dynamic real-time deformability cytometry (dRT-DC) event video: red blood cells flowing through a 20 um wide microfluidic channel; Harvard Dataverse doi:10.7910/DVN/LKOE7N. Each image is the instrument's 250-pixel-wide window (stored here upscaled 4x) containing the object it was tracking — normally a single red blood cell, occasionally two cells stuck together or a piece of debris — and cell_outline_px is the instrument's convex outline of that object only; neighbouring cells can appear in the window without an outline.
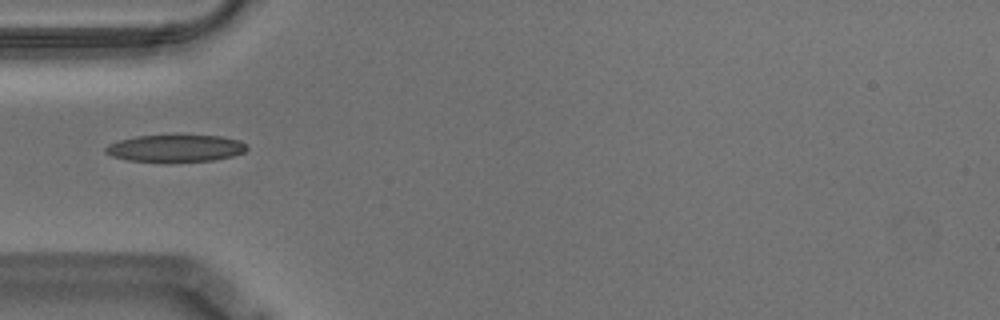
{"species": "Egyptian fruit bat (a non-hibernating species)", "species_latin": "Rousettus aegyptiacus", "temperature_condition": "warm", "stored_images_in_passage": 6, "camera_frame_rate_fps": 3000, "um_per_image_px": 0.085, "animal": {"sex": "male"}, "frame": {"image": 1, "passage_image": 1, "time_ms": 0.0, "image_size_px": [1000, 320], "cell_outline_px": [[248, 148], [244, 152], [232, 156], [216, 160], [172, 164], [168, 164], [128, 160], [112, 156], [104, 152], [104, 148], [108, 144], [120, 140], [136, 136], [180, 132], [220, 136], [240, 140], [248, 144]], "centroid_in_image_um": [14.94, 12.59], "position_along_channel_um": 70.1, "area_um2": 24.22}}
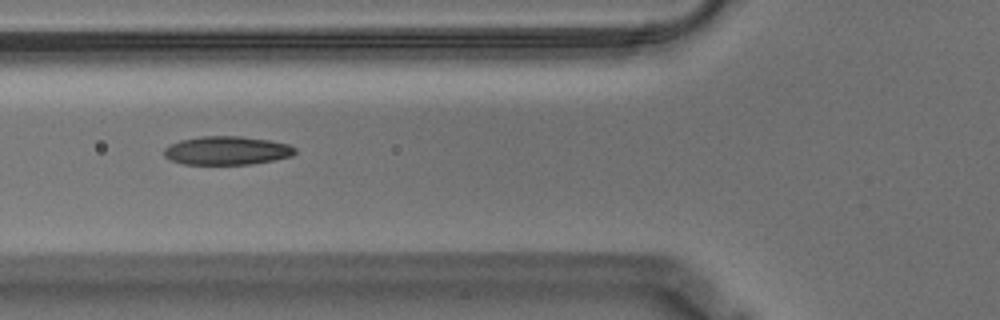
{"frame": {"image": 2, "passage_image": 4, "time_ms": 1.0, "image_size_px": [1000, 320], "cell_outline_px": [[296, 152], [292, 156], [252, 164], [184, 164], [172, 160], [164, 156], [164, 148], [180, 140], [200, 136], [240, 136], [268, 140], [288, 144], [296, 148]], "centroid_in_image_um": [19.29, 12.79], "position_along_channel_um": 106.5, "area_um2": 21.68}}